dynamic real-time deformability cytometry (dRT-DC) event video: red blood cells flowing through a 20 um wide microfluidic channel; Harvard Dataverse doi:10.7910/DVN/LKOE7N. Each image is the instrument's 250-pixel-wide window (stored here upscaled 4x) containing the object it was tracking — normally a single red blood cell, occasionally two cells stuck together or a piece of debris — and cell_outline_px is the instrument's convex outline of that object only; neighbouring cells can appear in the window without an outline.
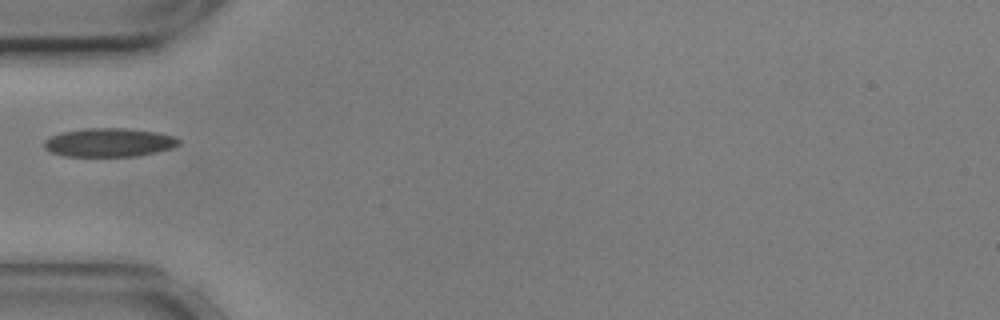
{"species": "common noctule bat (a hibernating species)", "species_latin": "Nyctalus noctula", "temperature_condition": "cold", "stored_images_in_passage": 17, "camera_frame_rate_fps": 3000, "um_per_image_px": 0.085, "animal": {"sex": "male", "body_mass_g": 17.9, "forearm_length_mm": 54.2}, "frame": {"image": 1, "passage_image": 1, "time_ms": 0.0, "image_size_px": [1000, 320], "cell_outline_px": [[180, 144], [172, 148], [156, 152], [136, 156], [64, 156], [48, 152], [44, 148], [44, 140], [48, 136], [60, 132], [84, 128], [124, 128], [156, 132], [176, 136], [180, 140]], "centroid_in_image_um": [9.23, 12.1], "position_along_channel_um": 75.8, "area_um2": 22.77}}